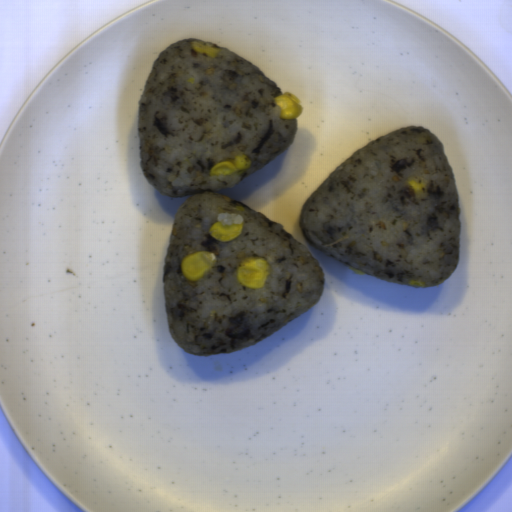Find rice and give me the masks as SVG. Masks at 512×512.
Returning <instances> with one entry per match:
<instances>
[{
  "mask_svg": "<svg viewBox=\"0 0 512 512\" xmlns=\"http://www.w3.org/2000/svg\"><path fill=\"white\" fill-rule=\"evenodd\" d=\"M169 44L153 61L139 97L137 135L143 178L167 198L189 196L174 213L164 259L168 332L190 355L211 358L262 340L314 306L327 276L310 250L257 210L217 192L235 187L292 145L298 119H281L277 82L229 48L211 58L191 40ZM208 42V41H205ZM245 154L241 175H209L213 164ZM243 222L242 234L221 242L214 223ZM196 251L218 264L195 283L180 274ZM260 256L271 265L264 289L241 286L237 267Z\"/></svg>",
  "mask_w": 512,
  "mask_h": 512,
  "instance_id": "rice-1",
  "label": "rice"
},
{
  "mask_svg": "<svg viewBox=\"0 0 512 512\" xmlns=\"http://www.w3.org/2000/svg\"><path fill=\"white\" fill-rule=\"evenodd\" d=\"M413 179L426 191L415 196L407 182ZM459 216L456 176L443 143L412 125L346 159L304 202L298 225L316 251L365 275L433 287L459 264Z\"/></svg>",
  "mask_w": 512,
  "mask_h": 512,
  "instance_id": "rice-2",
  "label": "rice"
}]
</instances>
